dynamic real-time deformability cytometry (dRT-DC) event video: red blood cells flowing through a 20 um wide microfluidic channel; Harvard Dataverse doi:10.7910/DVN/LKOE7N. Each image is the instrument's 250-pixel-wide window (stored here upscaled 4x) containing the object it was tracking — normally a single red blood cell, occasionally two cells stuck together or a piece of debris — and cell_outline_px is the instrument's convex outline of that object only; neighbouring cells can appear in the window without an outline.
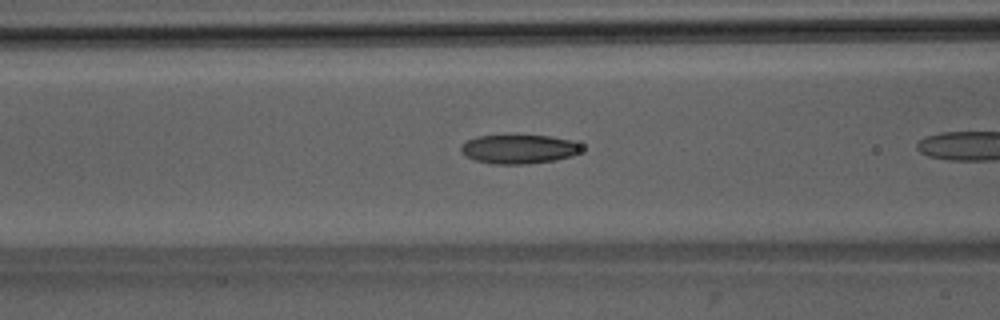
{"species": "Egyptian fruit bat (a non-hibernating species)", "species_latin": "Rousettus aegyptiacus", "temperature_condition": "room temperature", "stored_images_in_passage": 11, "camera_frame_rate_fps": 3000, "um_per_image_px": 0.085, "animal": {"sex": "male"}, "frame": {"image": 1, "passage_image": 7, "time_ms": 2.0, "image_size_px": [1000, 320], "cell_outline_px": [[580, 152], [572, 156], [556, 160], [528, 164], [492, 164], [476, 160], [464, 156], [460, 152], [460, 144], [476, 136], [552, 136], [568, 140], [580, 144]], "centroid_in_image_um": [44.05, 12.69], "position_along_channel_um": 122.5, "area_um2": 20.35}}